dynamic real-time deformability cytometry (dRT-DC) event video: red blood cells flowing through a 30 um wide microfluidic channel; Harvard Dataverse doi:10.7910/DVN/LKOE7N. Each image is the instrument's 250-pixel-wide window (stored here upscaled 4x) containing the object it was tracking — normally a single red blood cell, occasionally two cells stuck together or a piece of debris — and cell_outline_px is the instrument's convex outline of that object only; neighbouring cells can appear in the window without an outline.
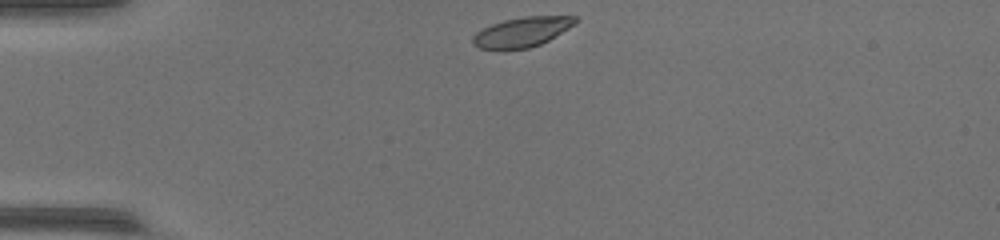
{"species": "common noctule bat (a hibernating species)", "species_latin": "Nyctalus noctula", "temperature_condition": "warm", "stored_images_in_passage": 37, "camera_frame_rate_fps": 3000, "um_per_image_px": 0.085, "animal": {"sex": "female", "body_mass_g": 17.0, "forearm_length_mm": 48.0}, "frame": {"image": 1, "passage_image": 1, "time_ms": 0.0, "image_size_px": [1000, 240], "cell_outline_px": [[580, 20], [568, 28], [548, 40], [540, 44], [528, 48], [480, 48], [472, 44], [472, 36], [476, 32], [492, 24], [504, 20], [524, 16], [576, 16]], "centroid_in_image_um": [44.38, 2.69], "position_along_channel_um": 40.6, "area_um2": 17.46}}
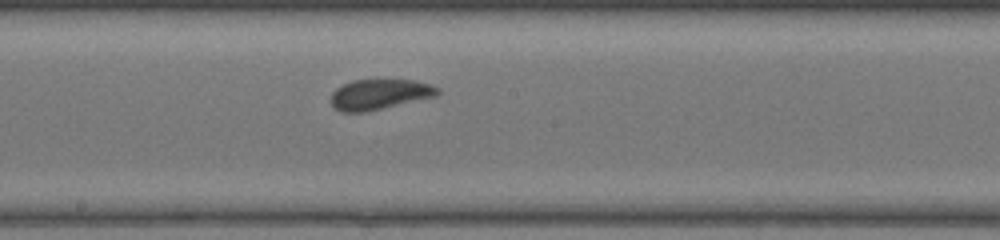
{"frame": {"image": 2, "passage_image": 16, "time_ms": 5.0, "image_size_px": [1000, 240], "cell_outline_px": [[440, 92], [436, 96], [364, 112], [344, 112], [336, 108], [332, 104], [332, 92], [336, 88], [352, 80], [416, 80], [440, 88]], "centroid_in_image_um": [32.27, 8.01], "position_along_channel_um": 215.9, "area_um2": 18.55}}
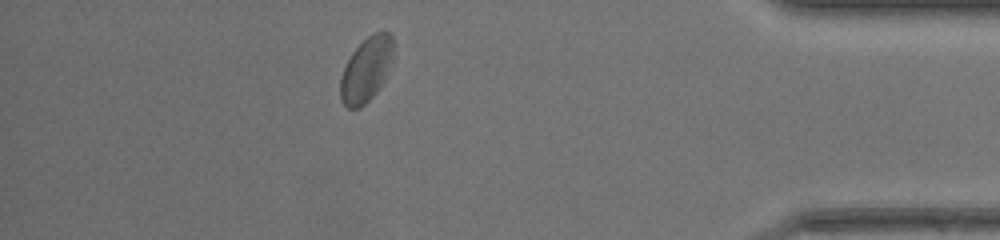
{"frame": {"image": 3, "passage_image": 32, "time_ms": 10.333, "image_size_px": [1000, 240], "cell_outline_px": [[392, 52], [384, 80], [380, 88], [360, 108], [348, 108], [344, 104], [340, 96], [340, 80], [344, 68], [352, 52], [372, 32], [388, 32], [392, 36]], "centroid_in_image_um": [31.1, 5.92], "position_along_channel_um": 404.1, "area_um2": 19.36}}